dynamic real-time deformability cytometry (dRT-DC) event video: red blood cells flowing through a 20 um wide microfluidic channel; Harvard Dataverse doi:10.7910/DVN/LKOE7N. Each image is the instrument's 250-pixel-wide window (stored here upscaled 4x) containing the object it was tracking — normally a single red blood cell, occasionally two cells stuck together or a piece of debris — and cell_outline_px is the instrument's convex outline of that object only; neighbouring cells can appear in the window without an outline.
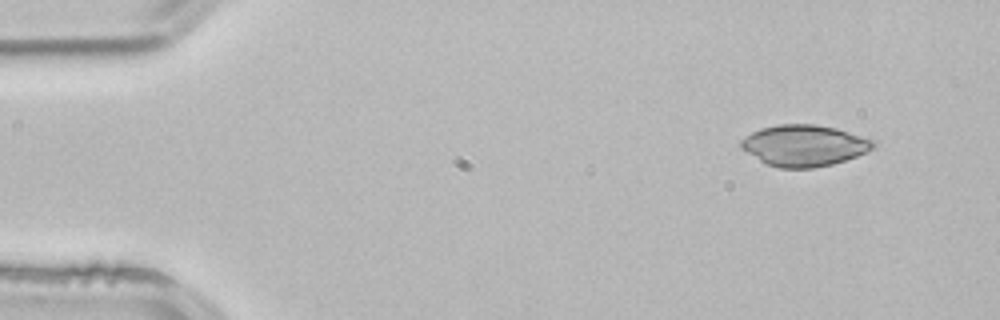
{"species": "common noctule bat (a hibernating species)", "species_latin": "Nyctalus noctula", "temperature_condition": "room temperature", "stored_images_in_passage": 3, "camera_frame_rate_fps": 3000, "um_per_image_px": 0.085, "animal": {"sex": "male", "body_mass_g": 21.5, "forearm_length_mm": 52.0}, "frame": {"image": 1, "passage_image": 1, "time_ms": 0.0, "image_size_px": [1000, 320], "cell_outline_px": [[876, 144], [872, 148], [856, 156], [832, 164], [812, 168], [780, 168], [764, 164], [740, 148], [740, 140], [744, 136], [760, 128], [776, 124], [816, 124], [836, 128], [876, 140]], "centroid_in_image_um": [68.31, 12.36], "position_along_channel_um": 16.7, "area_um2": 32.02}}